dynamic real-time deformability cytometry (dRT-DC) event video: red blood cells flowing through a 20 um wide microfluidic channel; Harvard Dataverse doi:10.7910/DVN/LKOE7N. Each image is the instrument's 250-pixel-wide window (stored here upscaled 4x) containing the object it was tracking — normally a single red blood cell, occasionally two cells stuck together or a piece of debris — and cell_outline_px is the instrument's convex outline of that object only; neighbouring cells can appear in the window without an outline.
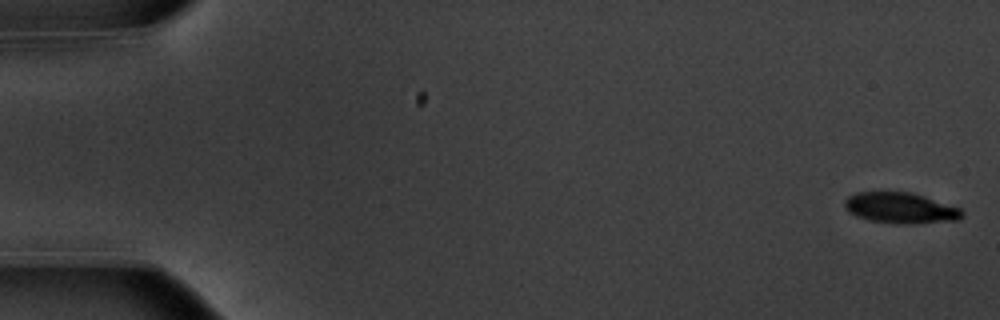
{"species": "common noctule bat (a hibernating species)", "species_latin": "Nyctalus noctula", "temperature_condition": "warm", "stored_images_in_passage": 29, "camera_frame_rate_fps": 3000, "um_per_image_px": 0.085, "animal": {"sex": "male", "body_mass_g": 20.1, "forearm_length_mm": 53.5}, "frame": {"image": 1, "passage_image": 1, "time_ms": 0.0, "image_size_px": [1000, 320], "cell_outline_px": [[964, 216], [960, 220], [912, 224], [892, 224], [868, 220], [856, 216], [848, 212], [844, 208], [844, 200], [848, 196], [856, 192], [912, 192], [960, 208], [964, 212]], "centroid_in_image_um": [76.53, 17.69], "position_along_channel_um": 8.5, "area_um2": 21.44}}
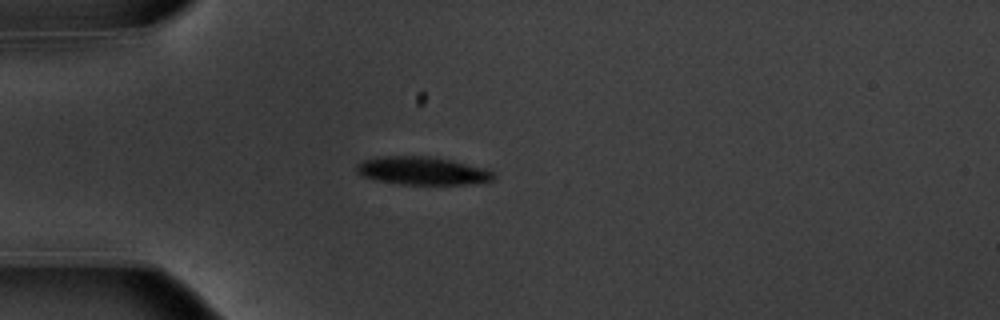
{"frame": {"image": 2, "passage_image": 15, "time_ms": 4.667, "image_size_px": [1000, 320], "cell_outline_px": [[496, 176], [492, 180], [468, 184], [400, 184], [376, 180], [360, 176], [356, 172], [356, 164], [364, 160], [376, 156], [428, 156], [452, 160], [484, 168], [492, 172]], "centroid_in_image_um": [35.84, 14.51], "position_along_channel_um": 49.2, "area_um2": 22.43}}
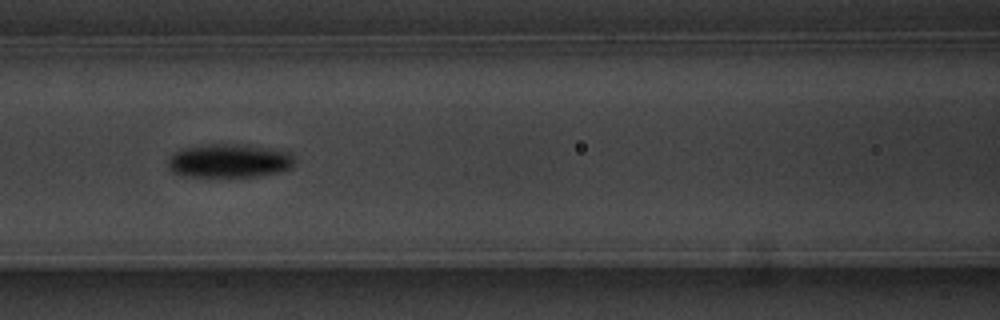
{"frame": {"image": 3, "passage_image": 24, "time_ms": 7.667, "image_size_px": [1000, 320], "cell_outline_px": [[296, 160], [288, 168], [276, 172], [252, 176], [188, 176], [172, 172], [168, 164], [168, 160], [176, 152], [184, 148], [216, 144], [240, 144], [288, 152]], "centroid_in_image_um": [19.46, 13.67], "position_along_channel_um": 147.1, "area_um2": 23.99}}